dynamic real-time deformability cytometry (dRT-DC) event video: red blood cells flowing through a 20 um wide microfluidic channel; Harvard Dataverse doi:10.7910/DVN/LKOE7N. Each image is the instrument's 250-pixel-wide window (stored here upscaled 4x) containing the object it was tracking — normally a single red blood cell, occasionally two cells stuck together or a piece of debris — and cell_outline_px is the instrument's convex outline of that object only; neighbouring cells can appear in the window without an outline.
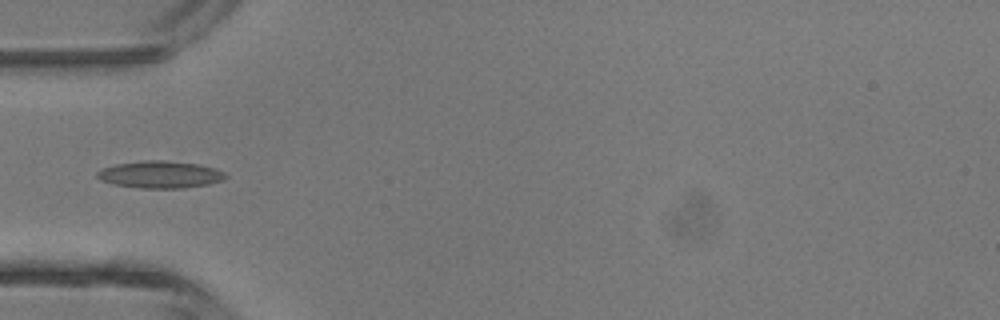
{"species": "common noctule bat (a hibernating species)", "species_latin": "Nyctalus noctula", "temperature_condition": "room temperature", "stored_images_in_passage": 4, "camera_frame_rate_fps": 3000, "um_per_image_px": 0.085, "animal": {"sex": "male", "body_mass_g": 13.3}, "frame": {"image": 1, "passage_image": 3, "time_ms": 2.333, "image_size_px": [1000, 320], "cell_outline_px": [[228, 176], [224, 180], [208, 184], [184, 188], [140, 188], [112, 184], [100, 180], [96, 176], [96, 172], [100, 168], [116, 164], [140, 160], [164, 160], [196, 164], [216, 168], [224, 172]], "centroid_in_image_um": [13.58, 14.83], "position_along_channel_um": 71.4, "area_um2": 20.52}}
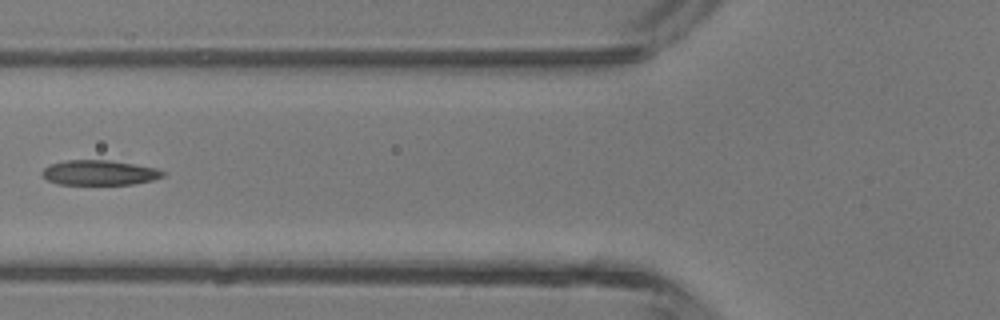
{"frame": {"image": 2, "passage_image": 4, "time_ms": 3.333, "image_size_px": [1000, 320], "cell_outline_px": [[164, 176], [152, 180], [132, 184], [60, 184], [48, 180], [40, 172], [44, 168], [52, 164], [68, 160], [108, 160], [156, 168], [164, 172]], "centroid_in_image_um": [8.44, 14.68], "position_along_channel_um": 117.4, "area_um2": 17.22}}